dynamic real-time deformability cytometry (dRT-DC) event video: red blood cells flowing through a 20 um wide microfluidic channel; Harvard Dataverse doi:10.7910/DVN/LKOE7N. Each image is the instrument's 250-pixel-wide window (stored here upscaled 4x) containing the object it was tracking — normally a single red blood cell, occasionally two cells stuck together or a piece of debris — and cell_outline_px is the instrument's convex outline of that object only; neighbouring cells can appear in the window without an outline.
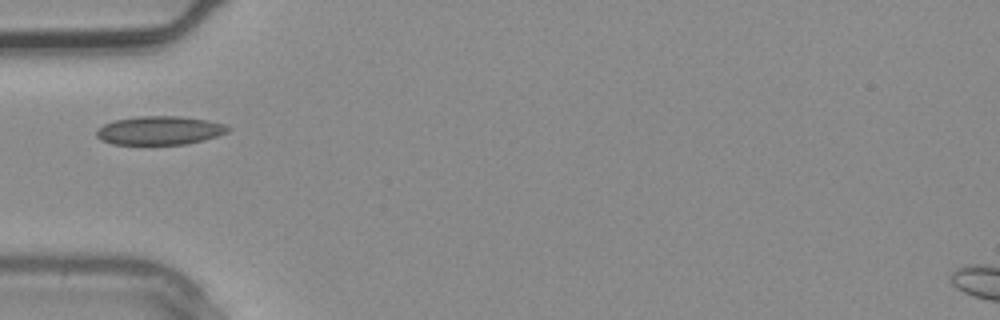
{"species": "common noctule bat (a hibernating species)", "species_latin": "Nyctalus noctula", "temperature_condition": "warm", "stored_images_in_passage": 1, "camera_frame_rate_fps": 3000, "um_per_image_px": 0.085, "animal": {"sex": "male", "body_mass_g": 20.4}, "frame": {"image": 1, "passage_image": 1, "time_ms": 0.0, "image_size_px": [1000, 320], "cell_outline_px": [[232, 128], [228, 132], [204, 140], [184, 144], [112, 144], [100, 140], [96, 136], [96, 128], [112, 120], [140, 116], [180, 116], [208, 120], [224, 124]], "centroid_in_image_um": [13.54, 11.08], "position_along_channel_um": 71.5, "area_um2": 22.08}}